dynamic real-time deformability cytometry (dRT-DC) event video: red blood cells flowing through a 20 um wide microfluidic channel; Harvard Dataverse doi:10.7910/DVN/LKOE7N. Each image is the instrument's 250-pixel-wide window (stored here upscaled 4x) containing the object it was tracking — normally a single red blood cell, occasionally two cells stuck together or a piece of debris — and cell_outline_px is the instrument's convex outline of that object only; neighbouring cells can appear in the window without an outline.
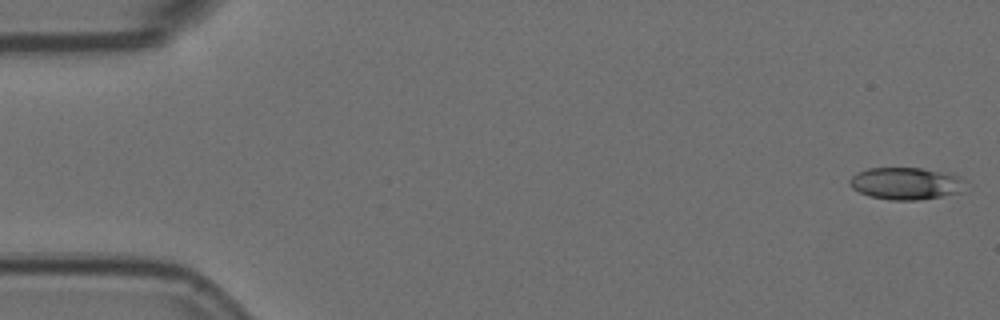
{"species": "Egyptian fruit bat (a non-hibernating species)", "species_latin": "Rousettus aegyptiacus", "temperature_condition": "room temperature", "stored_images_in_passage": 56, "camera_frame_rate_fps": 3000, "um_per_image_px": 0.085, "animal": {"sex": "female"}, "frame": {"image": 1, "passage_image": 1, "time_ms": 0.0, "image_size_px": [1000, 320], "cell_outline_px": [[964, 180], [960, 192], [920, 200], [892, 200], [868, 196], [852, 188], [848, 184], [848, 180], [856, 172], [868, 168], [920, 168], [960, 176]], "centroid_in_image_um": [76.92, 15.59], "position_along_channel_um": 8.1, "area_um2": 21.5}}
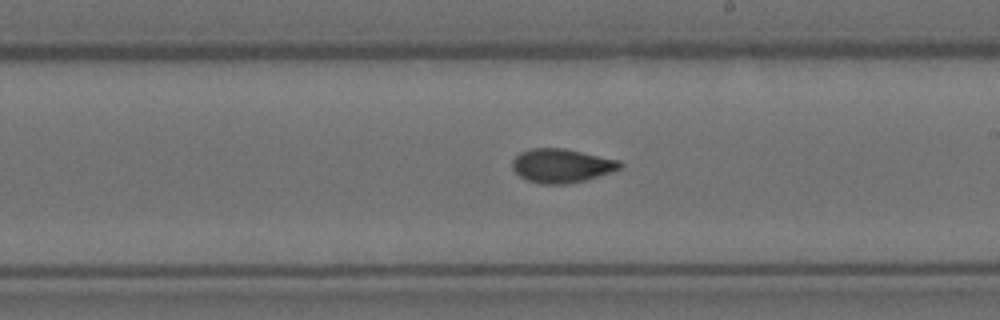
{"frame": {"image": 2, "passage_image": 32, "time_ms": 10.333, "image_size_px": [1000, 320], "cell_outline_px": [[624, 164], [620, 168], [584, 180], [568, 184], [544, 184], [528, 180], [520, 176], [512, 168], [512, 160], [520, 152], [532, 148], [564, 148], [620, 160]], "centroid_in_image_um": [47.72, 14.07], "position_along_channel_um": 241.3, "area_um2": 21.04}}
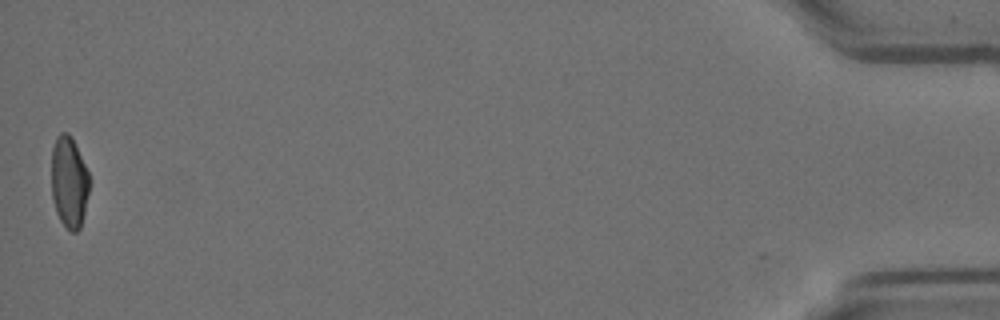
{"frame": {"image": 3, "passage_image": 56, "time_ms": 18.333, "image_size_px": [1000, 320], "cell_outline_px": [[88, 192], [84, 212], [80, 228], [76, 232], [72, 232], [60, 220], [56, 212], [52, 200], [52, 148], [56, 136], [60, 132], [68, 132], [72, 136], [88, 172]], "centroid_in_image_um": [5.85, 15.44], "position_along_channel_um": 429.3, "area_um2": 20.06}, "authors_computed_cell_mechanics": {"area_um2": 20.8658, "velocity_mm_per_s": 3.5685, "shape_relaxation_time_tau1_ms": null, "shape_relaxation_time_tau2_ms": 1.6125, "deformation_change_tau1": null, "deformation_change_tau2": 0.068}}